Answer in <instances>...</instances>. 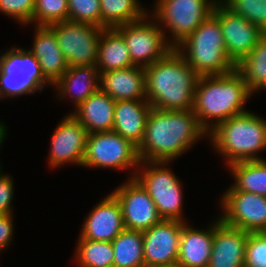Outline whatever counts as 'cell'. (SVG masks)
<instances>
[{"mask_svg": "<svg viewBox=\"0 0 266 267\" xmlns=\"http://www.w3.org/2000/svg\"><path fill=\"white\" fill-rule=\"evenodd\" d=\"M150 267H183L178 262H173L169 264H157Z\"/></svg>", "mask_w": 266, "mask_h": 267, "instance_id": "cell-39", "label": "cell"}, {"mask_svg": "<svg viewBox=\"0 0 266 267\" xmlns=\"http://www.w3.org/2000/svg\"><path fill=\"white\" fill-rule=\"evenodd\" d=\"M124 229L120 204L110 193L89 212L79 238L112 242Z\"/></svg>", "mask_w": 266, "mask_h": 267, "instance_id": "cell-18", "label": "cell"}, {"mask_svg": "<svg viewBox=\"0 0 266 267\" xmlns=\"http://www.w3.org/2000/svg\"><path fill=\"white\" fill-rule=\"evenodd\" d=\"M8 50L0 56V99L42 92L49 86L38 60L29 50L14 46Z\"/></svg>", "mask_w": 266, "mask_h": 267, "instance_id": "cell-7", "label": "cell"}, {"mask_svg": "<svg viewBox=\"0 0 266 267\" xmlns=\"http://www.w3.org/2000/svg\"><path fill=\"white\" fill-rule=\"evenodd\" d=\"M68 20L101 27L100 0H68Z\"/></svg>", "mask_w": 266, "mask_h": 267, "instance_id": "cell-33", "label": "cell"}, {"mask_svg": "<svg viewBox=\"0 0 266 267\" xmlns=\"http://www.w3.org/2000/svg\"><path fill=\"white\" fill-rule=\"evenodd\" d=\"M87 137V129L71 113L66 115L51 138L49 167L58 168L66 163L82 166Z\"/></svg>", "mask_w": 266, "mask_h": 267, "instance_id": "cell-15", "label": "cell"}, {"mask_svg": "<svg viewBox=\"0 0 266 267\" xmlns=\"http://www.w3.org/2000/svg\"><path fill=\"white\" fill-rule=\"evenodd\" d=\"M111 194L120 204L126 229L144 231L162 220L149 193L135 178H128Z\"/></svg>", "mask_w": 266, "mask_h": 267, "instance_id": "cell-13", "label": "cell"}, {"mask_svg": "<svg viewBox=\"0 0 266 267\" xmlns=\"http://www.w3.org/2000/svg\"><path fill=\"white\" fill-rule=\"evenodd\" d=\"M151 108L147 100L116 101L113 131L138 147L144 138Z\"/></svg>", "mask_w": 266, "mask_h": 267, "instance_id": "cell-21", "label": "cell"}, {"mask_svg": "<svg viewBox=\"0 0 266 267\" xmlns=\"http://www.w3.org/2000/svg\"><path fill=\"white\" fill-rule=\"evenodd\" d=\"M236 15L243 16L251 24L266 33V0H220Z\"/></svg>", "mask_w": 266, "mask_h": 267, "instance_id": "cell-32", "label": "cell"}, {"mask_svg": "<svg viewBox=\"0 0 266 267\" xmlns=\"http://www.w3.org/2000/svg\"><path fill=\"white\" fill-rule=\"evenodd\" d=\"M252 94L236 69L227 74L200 76L192 110L209 133L220 122L246 112L244 106Z\"/></svg>", "mask_w": 266, "mask_h": 267, "instance_id": "cell-3", "label": "cell"}, {"mask_svg": "<svg viewBox=\"0 0 266 267\" xmlns=\"http://www.w3.org/2000/svg\"><path fill=\"white\" fill-rule=\"evenodd\" d=\"M212 14L220 22L226 53L237 65L251 52L264 32L243 16L233 13L220 0L215 4Z\"/></svg>", "mask_w": 266, "mask_h": 267, "instance_id": "cell-14", "label": "cell"}, {"mask_svg": "<svg viewBox=\"0 0 266 267\" xmlns=\"http://www.w3.org/2000/svg\"><path fill=\"white\" fill-rule=\"evenodd\" d=\"M249 232L231 227L218 217L213 222V247L208 267H244Z\"/></svg>", "mask_w": 266, "mask_h": 267, "instance_id": "cell-17", "label": "cell"}, {"mask_svg": "<svg viewBox=\"0 0 266 267\" xmlns=\"http://www.w3.org/2000/svg\"><path fill=\"white\" fill-rule=\"evenodd\" d=\"M244 267H266V233H249L245 248Z\"/></svg>", "mask_w": 266, "mask_h": 267, "instance_id": "cell-34", "label": "cell"}, {"mask_svg": "<svg viewBox=\"0 0 266 267\" xmlns=\"http://www.w3.org/2000/svg\"><path fill=\"white\" fill-rule=\"evenodd\" d=\"M101 28H115L142 19L148 12L139 0H100Z\"/></svg>", "mask_w": 266, "mask_h": 267, "instance_id": "cell-29", "label": "cell"}, {"mask_svg": "<svg viewBox=\"0 0 266 267\" xmlns=\"http://www.w3.org/2000/svg\"><path fill=\"white\" fill-rule=\"evenodd\" d=\"M131 66L135 65L123 36L115 28H103L96 62L99 73Z\"/></svg>", "mask_w": 266, "mask_h": 267, "instance_id": "cell-25", "label": "cell"}, {"mask_svg": "<svg viewBox=\"0 0 266 267\" xmlns=\"http://www.w3.org/2000/svg\"><path fill=\"white\" fill-rule=\"evenodd\" d=\"M99 85L114 101L146 100L145 69L141 66L100 72Z\"/></svg>", "mask_w": 266, "mask_h": 267, "instance_id": "cell-20", "label": "cell"}, {"mask_svg": "<svg viewBox=\"0 0 266 267\" xmlns=\"http://www.w3.org/2000/svg\"><path fill=\"white\" fill-rule=\"evenodd\" d=\"M221 197L219 219L246 232L266 231V196L245 191H225Z\"/></svg>", "mask_w": 266, "mask_h": 267, "instance_id": "cell-12", "label": "cell"}, {"mask_svg": "<svg viewBox=\"0 0 266 267\" xmlns=\"http://www.w3.org/2000/svg\"><path fill=\"white\" fill-rule=\"evenodd\" d=\"M168 164L169 162L161 161H140L139 168L141 166L144 170L133 169L130 178H135L149 193L162 219L187 222L182 214V185L178 177L167 167Z\"/></svg>", "mask_w": 266, "mask_h": 267, "instance_id": "cell-6", "label": "cell"}, {"mask_svg": "<svg viewBox=\"0 0 266 267\" xmlns=\"http://www.w3.org/2000/svg\"><path fill=\"white\" fill-rule=\"evenodd\" d=\"M7 128L3 122H0V147H2V143L7 135Z\"/></svg>", "mask_w": 266, "mask_h": 267, "instance_id": "cell-38", "label": "cell"}, {"mask_svg": "<svg viewBox=\"0 0 266 267\" xmlns=\"http://www.w3.org/2000/svg\"><path fill=\"white\" fill-rule=\"evenodd\" d=\"M113 267H145L142 231L124 229L113 241Z\"/></svg>", "mask_w": 266, "mask_h": 267, "instance_id": "cell-27", "label": "cell"}, {"mask_svg": "<svg viewBox=\"0 0 266 267\" xmlns=\"http://www.w3.org/2000/svg\"><path fill=\"white\" fill-rule=\"evenodd\" d=\"M100 73L96 65L68 67L63 76L53 85L60 99L74 101L77 108L99 88Z\"/></svg>", "mask_w": 266, "mask_h": 267, "instance_id": "cell-22", "label": "cell"}, {"mask_svg": "<svg viewBox=\"0 0 266 267\" xmlns=\"http://www.w3.org/2000/svg\"><path fill=\"white\" fill-rule=\"evenodd\" d=\"M209 137L228 166L239 161L263 160L257 154L266 148V120L246 111L220 122L208 133Z\"/></svg>", "mask_w": 266, "mask_h": 267, "instance_id": "cell-4", "label": "cell"}, {"mask_svg": "<svg viewBox=\"0 0 266 267\" xmlns=\"http://www.w3.org/2000/svg\"><path fill=\"white\" fill-rule=\"evenodd\" d=\"M14 195V183L12 178L7 174H2L0 169V215L12 214V200Z\"/></svg>", "mask_w": 266, "mask_h": 267, "instance_id": "cell-36", "label": "cell"}, {"mask_svg": "<svg viewBox=\"0 0 266 267\" xmlns=\"http://www.w3.org/2000/svg\"><path fill=\"white\" fill-rule=\"evenodd\" d=\"M234 176V185L227 191H245L266 196V161H239L227 166Z\"/></svg>", "mask_w": 266, "mask_h": 267, "instance_id": "cell-26", "label": "cell"}, {"mask_svg": "<svg viewBox=\"0 0 266 267\" xmlns=\"http://www.w3.org/2000/svg\"><path fill=\"white\" fill-rule=\"evenodd\" d=\"M185 222L162 219L142 231L145 267L178 262L180 237Z\"/></svg>", "mask_w": 266, "mask_h": 267, "instance_id": "cell-16", "label": "cell"}, {"mask_svg": "<svg viewBox=\"0 0 266 267\" xmlns=\"http://www.w3.org/2000/svg\"><path fill=\"white\" fill-rule=\"evenodd\" d=\"M175 49L200 76L227 74L236 69L226 53L220 22L213 14Z\"/></svg>", "mask_w": 266, "mask_h": 267, "instance_id": "cell-5", "label": "cell"}, {"mask_svg": "<svg viewBox=\"0 0 266 267\" xmlns=\"http://www.w3.org/2000/svg\"><path fill=\"white\" fill-rule=\"evenodd\" d=\"M75 251L78 267H113L114 250L111 241L79 238Z\"/></svg>", "mask_w": 266, "mask_h": 267, "instance_id": "cell-30", "label": "cell"}, {"mask_svg": "<svg viewBox=\"0 0 266 267\" xmlns=\"http://www.w3.org/2000/svg\"><path fill=\"white\" fill-rule=\"evenodd\" d=\"M35 5L36 0H0V12L28 26L32 23Z\"/></svg>", "mask_w": 266, "mask_h": 267, "instance_id": "cell-35", "label": "cell"}, {"mask_svg": "<svg viewBox=\"0 0 266 267\" xmlns=\"http://www.w3.org/2000/svg\"><path fill=\"white\" fill-rule=\"evenodd\" d=\"M188 225L182 226L178 263L183 267H208L213 247V223L204 230Z\"/></svg>", "mask_w": 266, "mask_h": 267, "instance_id": "cell-24", "label": "cell"}, {"mask_svg": "<svg viewBox=\"0 0 266 267\" xmlns=\"http://www.w3.org/2000/svg\"><path fill=\"white\" fill-rule=\"evenodd\" d=\"M208 132L193 110L163 111L151 108L144 138L137 147L140 161L171 162L183 155Z\"/></svg>", "mask_w": 266, "mask_h": 267, "instance_id": "cell-1", "label": "cell"}, {"mask_svg": "<svg viewBox=\"0 0 266 267\" xmlns=\"http://www.w3.org/2000/svg\"><path fill=\"white\" fill-rule=\"evenodd\" d=\"M139 163L137 146L113 130L88 134L83 167L128 170Z\"/></svg>", "mask_w": 266, "mask_h": 267, "instance_id": "cell-10", "label": "cell"}, {"mask_svg": "<svg viewBox=\"0 0 266 267\" xmlns=\"http://www.w3.org/2000/svg\"><path fill=\"white\" fill-rule=\"evenodd\" d=\"M34 27V42L29 51L38 60L45 79L53 86L67 71L68 63L58 45L55 32L49 26Z\"/></svg>", "mask_w": 266, "mask_h": 267, "instance_id": "cell-19", "label": "cell"}, {"mask_svg": "<svg viewBox=\"0 0 266 267\" xmlns=\"http://www.w3.org/2000/svg\"><path fill=\"white\" fill-rule=\"evenodd\" d=\"M162 28L149 13L140 20L115 27L124 38L132 63L143 68L173 49Z\"/></svg>", "mask_w": 266, "mask_h": 267, "instance_id": "cell-9", "label": "cell"}, {"mask_svg": "<svg viewBox=\"0 0 266 267\" xmlns=\"http://www.w3.org/2000/svg\"><path fill=\"white\" fill-rule=\"evenodd\" d=\"M49 27L56 34L68 67L96 65L103 28L70 20L55 23Z\"/></svg>", "mask_w": 266, "mask_h": 267, "instance_id": "cell-11", "label": "cell"}, {"mask_svg": "<svg viewBox=\"0 0 266 267\" xmlns=\"http://www.w3.org/2000/svg\"><path fill=\"white\" fill-rule=\"evenodd\" d=\"M263 89L266 90V83L263 85V87L260 89V91Z\"/></svg>", "mask_w": 266, "mask_h": 267, "instance_id": "cell-40", "label": "cell"}, {"mask_svg": "<svg viewBox=\"0 0 266 267\" xmlns=\"http://www.w3.org/2000/svg\"><path fill=\"white\" fill-rule=\"evenodd\" d=\"M236 70L252 93H257L263 87L266 83V33L251 52L236 65Z\"/></svg>", "mask_w": 266, "mask_h": 267, "instance_id": "cell-28", "label": "cell"}, {"mask_svg": "<svg viewBox=\"0 0 266 267\" xmlns=\"http://www.w3.org/2000/svg\"><path fill=\"white\" fill-rule=\"evenodd\" d=\"M13 214L0 215V252L12 242L14 232Z\"/></svg>", "mask_w": 266, "mask_h": 267, "instance_id": "cell-37", "label": "cell"}, {"mask_svg": "<svg viewBox=\"0 0 266 267\" xmlns=\"http://www.w3.org/2000/svg\"><path fill=\"white\" fill-rule=\"evenodd\" d=\"M151 16L171 34L175 48L213 12L219 0H155Z\"/></svg>", "mask_w": 266, "mask_h": 267, "instance_id": "cell-8", "label": "cell"}, {"mask_svg": "<svg viewBox=\"0 0 266 267\" xmlns=\"http://www.w3.org/2000/svg\"><path fill=\"white\" fill-rule=\"evenodd\" d=\"M144 69L146 100L152 108L163 111L193 108L200 75L175 48Z\"/></svg>", "mask_w": 266, "mask_h": 267, "instance_id": "cell-2", "label": "cell"}, {"mask_svg": "<svg viewBox=\"0 0 266 267\" xmlns=\"http://www.w3.org/2000/svg\"><path fill=\"white\" fill-rule=\"evenodd\" d=\"M115 104L116 101L99 88L71 114L87 129L88 134L112 131Z\"/></svg>", "mask_w": 266, "mask_h": 267, "instance_id": "cell-23", "label": "cell"}, {"mask_svg": "<svg viewBox=\"0 0 266 267\" xmlns=\"http://www.w3.org/2000/svg\"><path fill=\"white\" fill-rule=\"evenodd\" d=\"M68 20V0H36L33 24L50 26Z\"/></svg>", "mask_w": 266, "mask_h": 267, "instance_id": "cell-31", "label": "cell"}]
</instances>
